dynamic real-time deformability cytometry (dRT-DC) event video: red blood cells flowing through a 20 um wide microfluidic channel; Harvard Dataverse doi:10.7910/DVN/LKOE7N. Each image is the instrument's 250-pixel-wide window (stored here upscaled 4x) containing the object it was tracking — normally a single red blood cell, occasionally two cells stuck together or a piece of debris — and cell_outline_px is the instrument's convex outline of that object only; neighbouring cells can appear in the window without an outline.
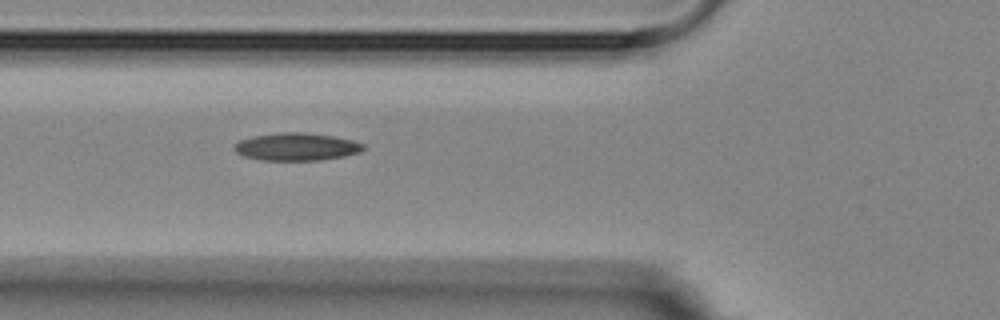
{"species": "Egyptian fruit bat (a non-hibernating species)", "species_latin": "Rousettus aegyptiacus", "temperature_condition": "room temperature", "stored_images_in_passage": 6, "camera_frame_rate_fps": 3000, "um_per_image_px": 0.085, "animal": {"sex": "female"}, "frame": {"image": 1, "passage_image": 6, "time_ms": 5.667, "image_size_px": [1000, 320], "cell_outline_px": [[364, 148], [360, 152], [344, 156], [320, 160], [260, 160], [244, 156], [236, 152], [232, 148], [240, 140], [252, 136], [280, 132], [304, 132], [332, 136], [352, 140], [364, 144]], "centroid_in_image_um": [25.18, 12.47], "position_along_channel_um": 100.6, "area_um2": 20.75}}